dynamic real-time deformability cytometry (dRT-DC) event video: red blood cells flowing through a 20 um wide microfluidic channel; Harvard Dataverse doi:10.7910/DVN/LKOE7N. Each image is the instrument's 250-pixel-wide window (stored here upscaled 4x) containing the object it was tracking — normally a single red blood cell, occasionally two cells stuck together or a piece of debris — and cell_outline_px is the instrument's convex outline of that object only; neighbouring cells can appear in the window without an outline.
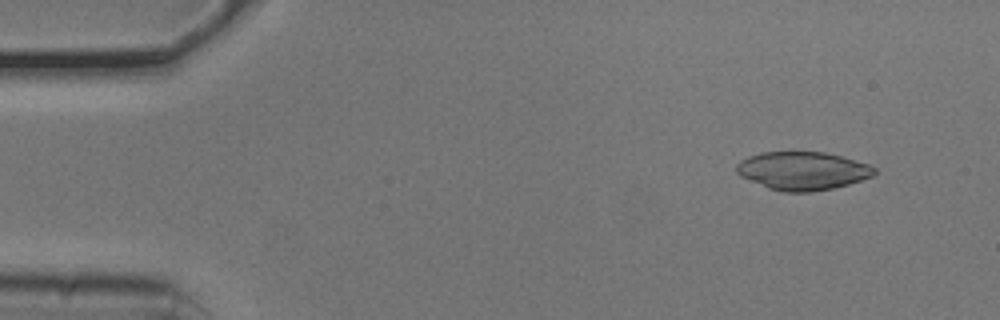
{"species": "common noctule bat (a hibernating species)", "species_latin": "Nyctalus noctula", "temperature_condition": "cold", "stored_images_in_passage": 19, "camera_frame_rate_fps": 3000, "um_per_image_px": 0.085, "animal": {"sex": "male", "body_mass_g": 20.5, "forearm_length_mm": 52.5}, "frame": {"image": 1, "passage_image": 5, "time_ms": 1.333, "image_size_px": [1000, 320], "cell_outline_px": [[876, 172], [872, 176], [848, 184], [832, 188], [812, 192], [784, 192], [768, 188], [740, 176], [736, 172], [736, 164], [740, 160], [748, 156], [760, 152], [824, 152], [840, 156], [868, 164], [876, 168]], "centroid_in_image_um": [68.18, 14.52], "position_along_channel_um": 16.8, "area_um2": 30.63}}